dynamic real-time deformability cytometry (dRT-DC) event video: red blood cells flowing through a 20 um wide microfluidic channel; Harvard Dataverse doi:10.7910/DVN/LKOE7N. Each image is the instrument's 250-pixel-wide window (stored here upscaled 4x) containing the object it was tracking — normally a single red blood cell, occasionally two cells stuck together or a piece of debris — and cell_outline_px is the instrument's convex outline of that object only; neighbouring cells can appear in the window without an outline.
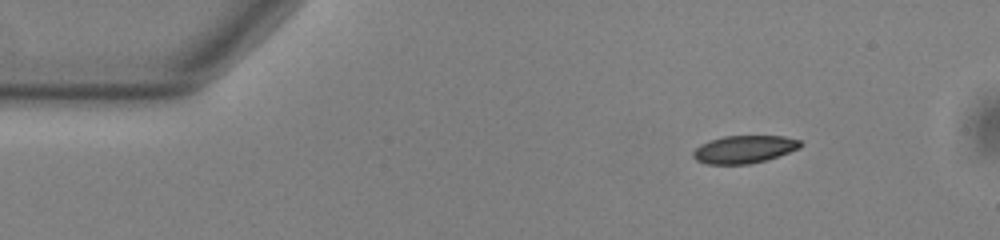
{"species": "common noctule bat (a hibernating species)", "species_latin": "Nyctalus noctula", "temperature_condition": "warm", "stored_images_in_passage": 48, "camera_frame_rate_fps": 3000, "um_per_image_px": 0.085, "animal": {"sex": "male", "body_mass_g": 13.0, "forearm_length_mm": 53.1}, "frame": {"image": 1, "passage_image": 1, "time_ms": 0.0, "image_size_px": [1000, 240], "cell_outline_px": [[804, 144], [800, 148], [764, 160], [748, 164], [708, 164], [696, 160], [692, 156], [692, 152], [700, 144], [724, 136], [784, 136], [800, 140]], "centroid_in_image_um": [63.25, 12.68], "position_along_channel_um": 21.8, "area_um2": 17.17}}
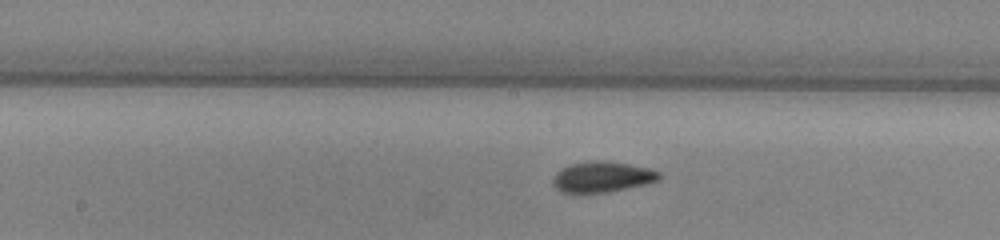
{"frame": {"image": 2, "passage_image": 21, "time_ms": 6.667, "image_size_px": [1000, 240], "cell_outline_px": [[660, 180], [644, 184], [608, 192], [560, 192], [552, 184], [552, 180], [556, 172], [560, 168], [568, 164], [596, 160], [604, 160], [628, 164], [648, 168], [660, 172]], "centroid_in_image_um": [51.15, 15.02], "position_along_channel_um": 197.0, "area_um2": 18.96}}
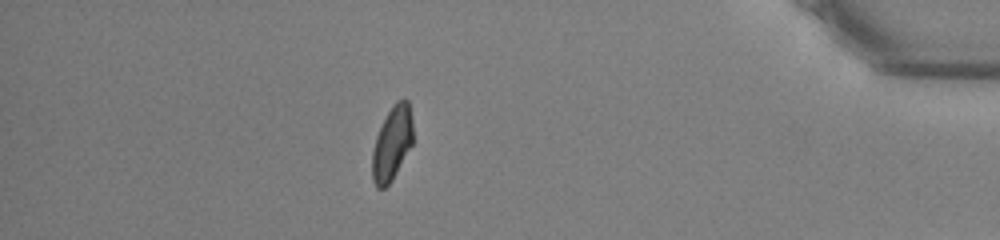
{"frame": {"image": 3, "passage_image": 41, "time_ms": 13.333, "image_size_px": [1000, 240], "cell_outline_px": [[412, 144], [392, 180], [384, 188], [376, 188], [372, 180], [372, 152], [376, 136], [392, 104], [396, 100], [408, 100], [412, 120]], "centroid_in_image_um": [33.31, 12.2], "position_along_channel_um": 401.9, "area_um2": 17.4}, "authors_computed_cell_mechanics": {"area_um2": 18.2359, "velocity_mm_per_s": 3.7783, "shape_relaxation_time_tau1_ms": 4.9975, "shape_relaxation_time_tau2_ms": 1.5961, "deformation_change_tau1": 0.1528, "deformation_change_tau2": 0.0812}}